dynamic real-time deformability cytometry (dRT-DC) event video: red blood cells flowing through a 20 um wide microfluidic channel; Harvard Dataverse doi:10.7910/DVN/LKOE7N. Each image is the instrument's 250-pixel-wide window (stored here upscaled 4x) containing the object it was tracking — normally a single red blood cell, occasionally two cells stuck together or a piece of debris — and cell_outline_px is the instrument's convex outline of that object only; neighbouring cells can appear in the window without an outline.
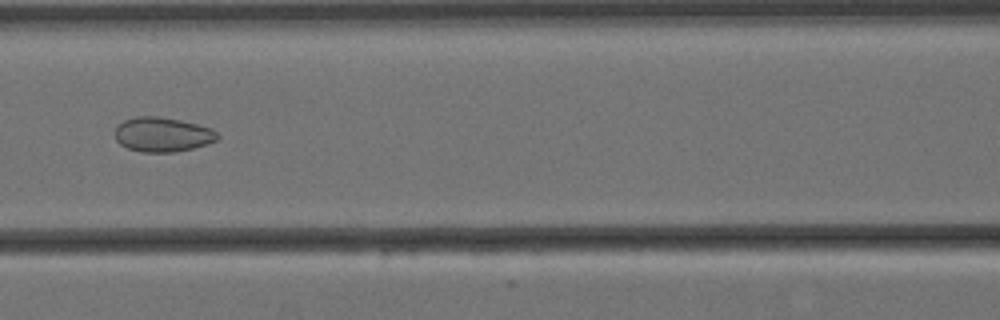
{"species": "Egyptian fruit bat (a non-hibernating species)", "species_latin": "Rousettus aegyptiacus", "temperature_condition": "cold", "stored_images_in_passage": 14, "camera_frame_rate_fps": 3000, "um_per_image_px": 0.085, "animal": {"sex": "female"}, "frame": {"image": 1, "passage_image": 6, "time_ms": 1.667, "image_size_px": [1000, 320], "cell_outline_px": [[220, 136], [216, 140], [192, 148], [176, 152], [144, 152], [128, 148], [120, 144], [116, 140], [116, 128], [124, 120], [136, 116], [160, 116], [180, 120], [212, 128]], "centroid_in_image_um": [13.81, 11.42], "position_along_channel_um": 152.8, "area_um2": 20.46}}
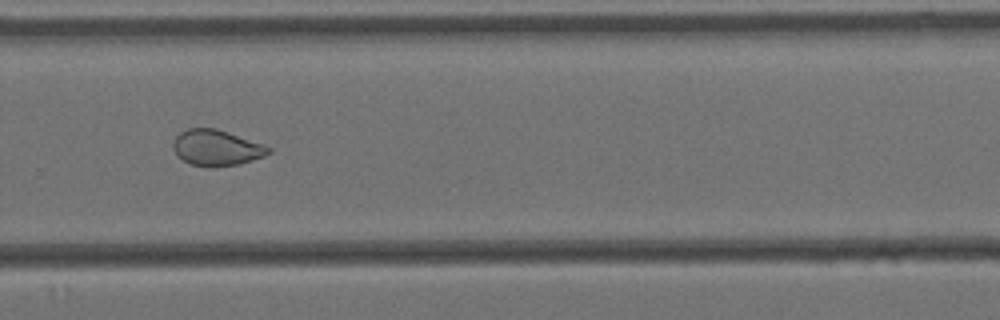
{"frame": {"image": 2, "passage_image": 10, "time_ms": 3.0, "image_size_px": [1000, 320], "cell_outline_px": [[272, 152], [264, 156], [240, 164], [212, 168], [192, 164], [176, 156], [172, 148], [172, 144], [176, 136], [180, 132], [188, 128], [216, 128], [264, 144], [272, 148]], "centroid_in_image_um": [18.4, 12.57], "position_along_channel_um": 311.4, "area_um2": 20.17}}
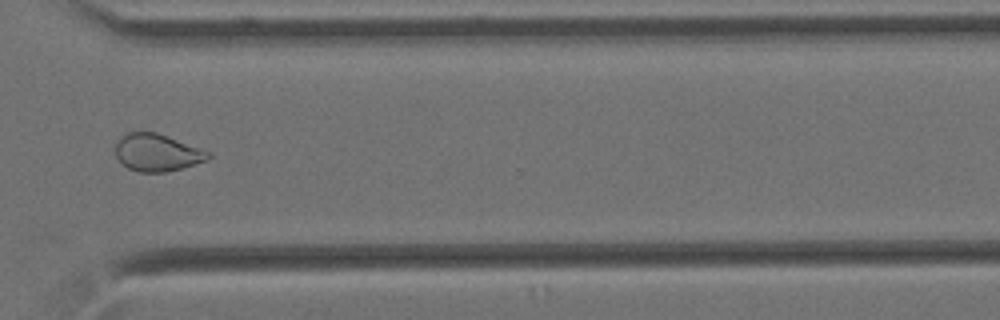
{"frame": {"image": 3, "passage_image": 11, "time_ms": 3.333, "image_size_px": [1000, 320], "cell_outline_px": [[212, 156], [208, 160], [180, 168], [164, 172], [140, 172], [128, 168], [120, 164], [116, 156], [116, 144], [120, 136], [128, 132], [156, 132], [212, 152]], "centroid_in_image_um": [13.35, 12.97], "position_along_channel_um": 357.3, "area_um2": 20.23}}